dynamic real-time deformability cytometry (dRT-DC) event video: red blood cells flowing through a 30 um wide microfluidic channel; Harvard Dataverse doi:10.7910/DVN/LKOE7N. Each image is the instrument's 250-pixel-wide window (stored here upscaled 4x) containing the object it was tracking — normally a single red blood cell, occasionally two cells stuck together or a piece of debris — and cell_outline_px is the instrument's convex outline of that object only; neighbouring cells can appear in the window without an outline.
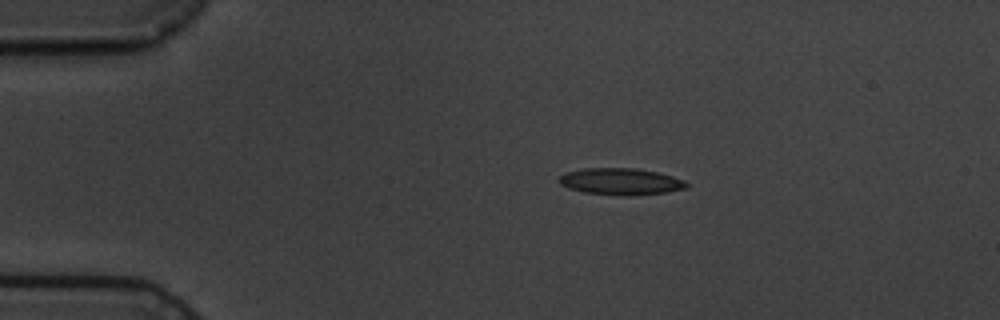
{"species": "common noctule bat (a hibernating species)", "species_latin": "Nyctalus noctula", "temperature_condition": "cold", "stored_images_in_passage": 8, "camera_frame_rate_fps": 3000, "um_per_image_px": 0.085, "animal": {"sex": "male", "body_mass_g": 19.5, "forearm_length_mm": 54.6}, "frame": {"image": 1, "passage_image": 1, "time_ms": 0.0, "image_size_px": [1000, 320], "cell_outline_px": [[688, 188], [668, 192], [624, 196], [620, 196], [584, 192], [568, 188], [560, 184], [556, 180], [564, 172], [584, 168], [636, 168], [656, 172], [672, 176], [684, 180], [688, 184]], "centroid_in_image_um": [52.73, 15.43], "position_along_channel_um": 32.3, "area_um2": 20.0}}
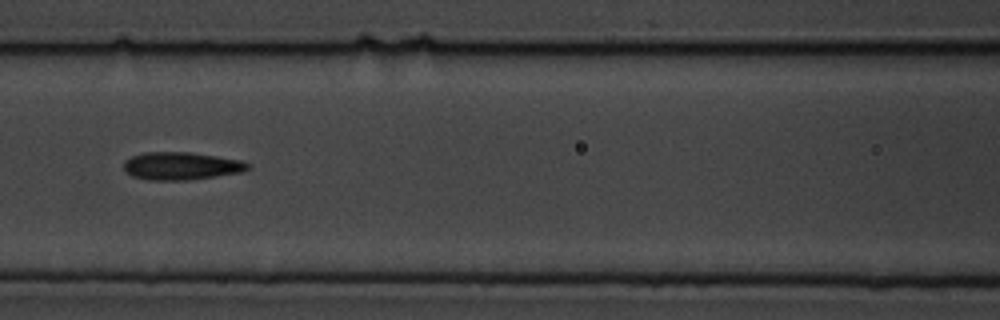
{"frame": {"image": 2, "passage_image": 5, "time_ms": 4.667, "image_size_px": [1000, 320], "cell_outline_px": [[252, 168], [244, 172], [188, 180], [148, 180], [132, 176], [124, 172], [124, 160], [132, 156], [144, 152], [192, 152], [240, 160], [252, 164]], "centroid_in_image_um": [15.42, 14.11], "position_along_channel_um": 151.2, "area_um2": 20.35}}
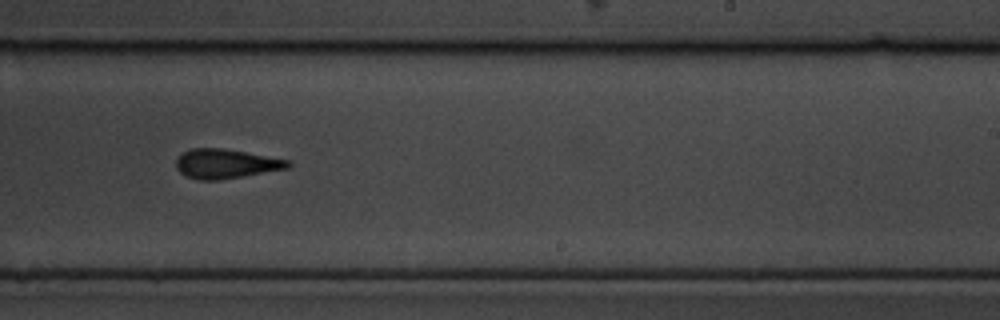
{"frame": {"image": 3, "passage_image": 8, "time_ms": 8.0, "image_size_px": [1000, 320], "cell_outline_px": [[292, 164], [288, 168], [216, 180], [200, 180], [188, 176], [180, 172], [176, 168], [176, 156], [192, 148], [224, 148], [292, 160]], "centroid_in_image_um": [19.2, 13.9], "position_along_channel_um": 269.8, "area_um2": 19.07}}